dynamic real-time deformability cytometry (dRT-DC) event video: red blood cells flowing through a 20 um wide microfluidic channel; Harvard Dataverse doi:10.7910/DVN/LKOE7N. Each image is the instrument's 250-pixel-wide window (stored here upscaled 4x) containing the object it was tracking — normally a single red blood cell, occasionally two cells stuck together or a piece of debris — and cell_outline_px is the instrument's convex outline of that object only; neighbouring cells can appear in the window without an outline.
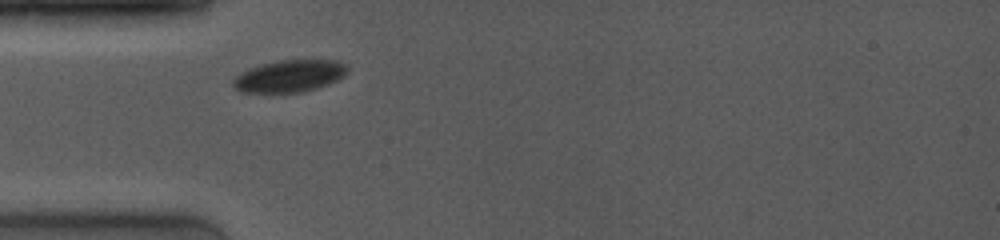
{"species": "common noctule bat (a hibernating species)", "species_latin": "Nyctalus noctula", "temperature_condition": "room temperature", "stored_images_in_passage": 3, "camera_frame_rate_fps": 4000, "um_per_image_px": 0.085, "animal": {"sex": "female", "body_mass_g": 19.0, "forearm_length_mm": 53.3}, "frame": {"image": 1, "passage_image": 2, "time_ms": 1.0, "image_size_px": [1000, 240], "cell_outline_px": [[348, 68], [344, 76], [328, 84], [304, 92], [240, 92], [232, 84], [232, 80], [236, 76], [252, 68], [264, 64], [280, 60], [336, 60], [344, 64]], "centroid_in_image_um": [24.63, 6.47], "position_along_channel_um": 60.4, "area_um2": 20.98}}